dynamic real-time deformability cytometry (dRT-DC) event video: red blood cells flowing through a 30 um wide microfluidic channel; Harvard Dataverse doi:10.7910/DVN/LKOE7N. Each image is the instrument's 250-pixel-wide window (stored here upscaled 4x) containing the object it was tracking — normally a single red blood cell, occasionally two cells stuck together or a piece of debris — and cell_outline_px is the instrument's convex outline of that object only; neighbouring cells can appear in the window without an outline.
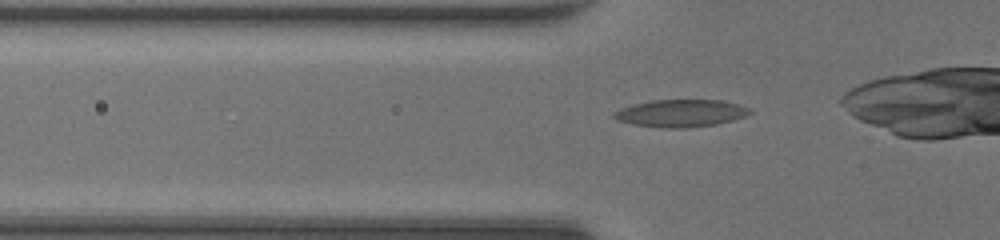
{"species": "common noctule bat (a hibernating species)", "species_latin": "Nyctalus noctula", "temperature_condition": "room temperature", "stored_images_in_passage": 38, "camera_frame_rate_fps": 3000, "um_per_image_px": 0.085, "animal": {"sex": "female", "body_mass_g": 20.0, "forearm_length_mm": 54.0}, "frame": {"image": 1, "passage_image": 12, "time_ms": 3.667, "image_size_px": [1000, 240], "cell_outline_px": [[752, 112], [744, 116], [732, 120], [716, 124], [688, 128], [660, 128], [632, 124], [616, 120], [612, 116], [612, 112], [620, 108], [652, 100], [724, 100], [740, 104], [752, 108]], "centroid_in_image_um": [57.87, 9.62], "position_along_channel_um": 67.9, "area_um2": 21.91}}
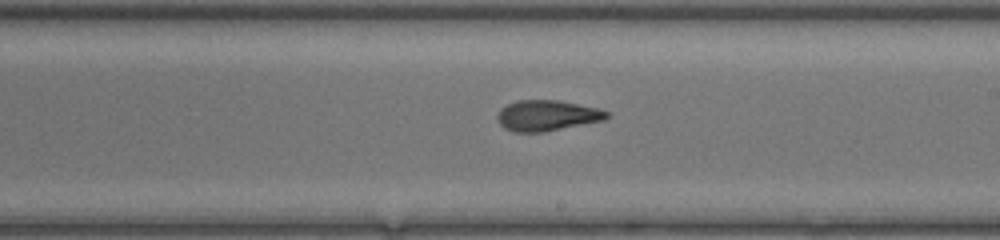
{"frame": {"image": 2, "passage_image": 24, "time_ms": 7.667, "image_size_px": [1000, 240], "cell_outline_px": [[612, 116], [604, 120], [544, 132], [516, 132], [504, 128], [500, 124], [496, 116], [500, 108], [516, 100], [556, 100], [600, 108], [608, 112]], "centroid_in_image_um": [46.51, 9.82], "position_along_channel_um": 242.5, "area_um2": 19.65}}
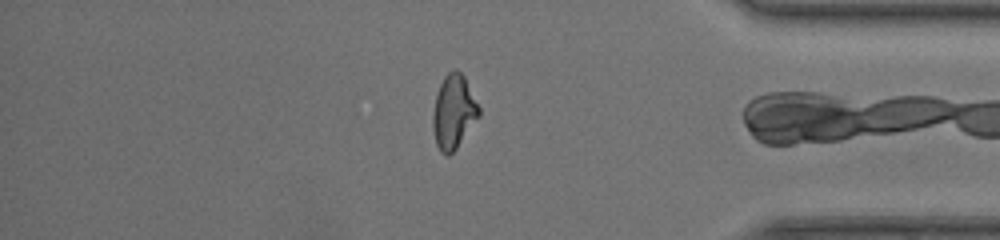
{"frame": {"image": 3, "passage_image": 36, "time_ms": 11.667, "image_size_px": [1000, 240], "cell_outline_px": [[480, 116], [456, 148], [448, 156], [444, 156], [440, 152], [436, 144], [432, 128], [432, 116], [436, 96], [440, 84], [444, 76], [448, 72], [456, 68], [464, 76], [480, 108]], "centroid_in_image_um": [38.55, 9.52], "position_along_channel_um": 396.7, "area_um2": 19.88}, "authors_computed_cell_mechanics": {"area_um2": 20.2878, "velocity_mm_per_s": 4.4002, "shape_relaxation_time_tau1_ms": 4.6454, "shape_relaxation_time_tau2_ms": 1.7687, "deformation_change_tau1": 0.1962, "deformation_change_tau2": 0.1054}}